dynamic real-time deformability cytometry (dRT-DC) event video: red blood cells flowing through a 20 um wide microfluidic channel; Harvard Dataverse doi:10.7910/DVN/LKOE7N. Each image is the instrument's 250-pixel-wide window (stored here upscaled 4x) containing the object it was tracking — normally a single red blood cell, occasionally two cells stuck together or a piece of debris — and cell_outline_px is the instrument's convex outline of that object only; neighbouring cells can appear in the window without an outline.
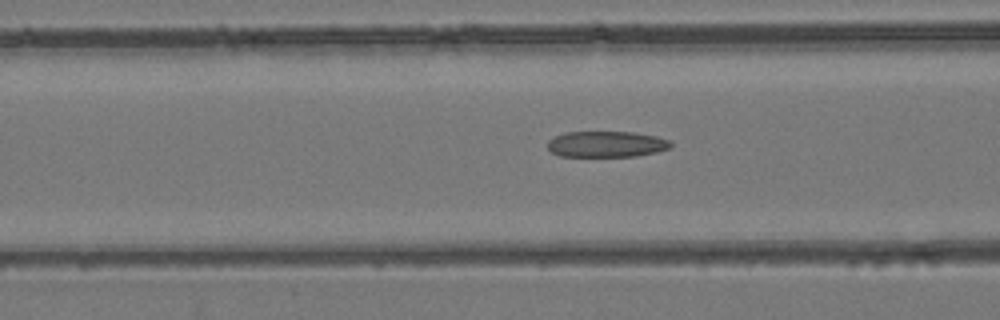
{"species": "common noctule bat (a hibernating species)", "species_latin": "Nyctalus noctula", "temperature_condition": "room temperature", "stored_images_in_passage": 46, "camera_frame_rate_fps": 3000, "um_per_image_px": 0.085, "animal": {"sex": "female", "body_mass_g": 24.6, "forearm_length_mm": 56.2}, "frame": {"image": 1, "passage_image": 17, "time_ms": 5.333, "image_size_px": [1000, 320], "cell_outline_px": [[672, 148], [656, 152], [636, 156], [560, 156], [552, 152], [548, 148], [548, 140], [564, 132], [632, 132], [656, 136], [672, 140]], "centroid_in_image_um": [51.59, 12.25], "position_along_channel_um": 115.0, "area_um2": 18.73}}
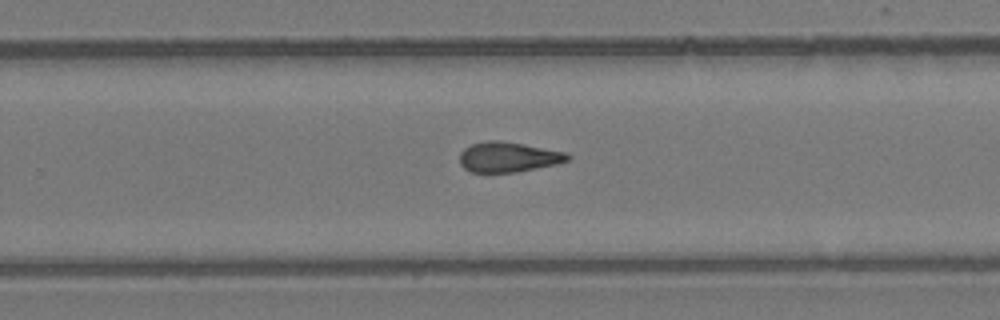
{"frame": {"image": 2, "passage_image": 29, "time_ms": 9.333, "image_size_px": [1000, 320], "cell_outline_px": [[572, 156], [568, 160], [556, 164], [516, 172], [472, 172], [464, 168], [460, 164], [460, 152], [464, 148], [472, 144], [488, 140], [496, 140], [524, 144], [564, 152]], "centroid_in_image_um": [43.18, 13.34], "position_along_channel_um": 286.6, "area_um2": 18.79}}
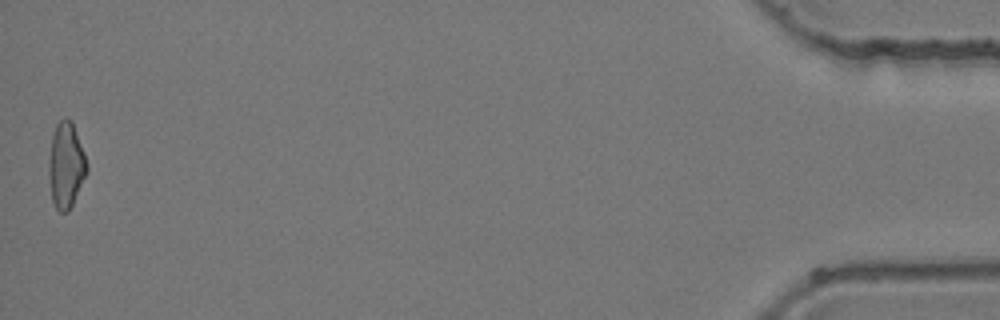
{"frame": {"image": 3, "passage_image": 46, "time_ms": 15.0, "image_size_px": [1000, 320], "cell_outline_px": [[88, 172], [68, 212], [60, 212], [56, 208], [52, 200], [48, 172], [48, 164], [52, 136], [56, 124], [64, 116], [72, 120], [84, 152], [88, 164]], "centroid_in_image_um": [5.61, 14.02], "position_along_channel_um": 429.6, "area_um2": 19.13}}